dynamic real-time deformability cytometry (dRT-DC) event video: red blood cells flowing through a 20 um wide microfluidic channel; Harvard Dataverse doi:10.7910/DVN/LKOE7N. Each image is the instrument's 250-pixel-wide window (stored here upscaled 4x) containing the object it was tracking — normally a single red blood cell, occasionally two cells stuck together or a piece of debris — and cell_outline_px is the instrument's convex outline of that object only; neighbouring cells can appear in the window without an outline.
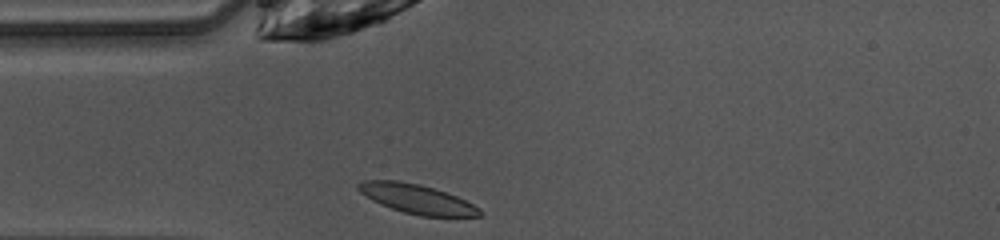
{"species": "common noctule bat (a hibernating species)", "species_latin": "Nyctalus noctula", "temperature_condition": "warm", "stored_images_in_passage": 37, "camera_frame_rate_fps": 3000, "um_per_image_px": 0.085, "animal": {"sex": "female", "body_mass_g": 10.0, "forearm_length_mm": 53.1}, "frame": {"image": 1, "passage_image": 1, "time_ms": 0.0, "image_size_px": [1000, 240], "cell_outline_px": [[484, 216], [420, 216], [404, 212], [380, 204], [372, 200], [360, 192], [356, 188], [356, 184], [364, 180], [400, 180], [420, 184], [456, 196], [480, 208], [484, 212]], "centroid_in_image_um": [35.42, 16.9], "position_along_channel_um": 49.6, "area_um2": 20.69}}
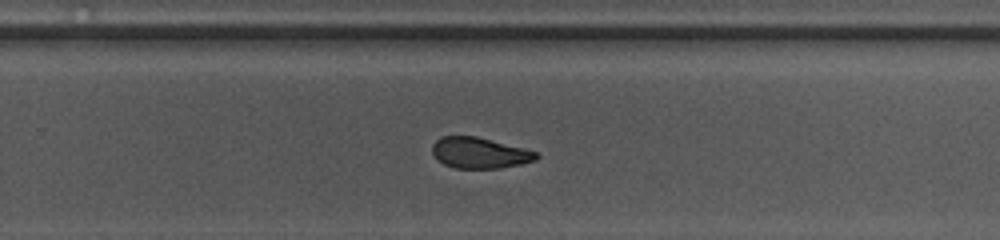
{"frame": {"image": 2, "passage_image": 19, "time_ms": 6.0, "image_size_px": [1000, 240], "cell_outline_px": [[540, 156], [536, 160], [520, 164], [500, 168], [456, 168], [444, 164], [432, 152], [432, 144], [440, 136], [476, 136], [524, 148], [536, 152]], "centroid_in_image_um": [40.77, 12.99], "position_along_channel_um": 289.0, "area_um2": 18.61}}
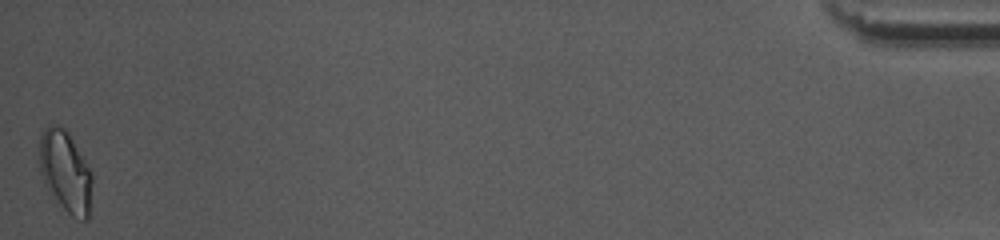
{"frame": {"image": 3, "passage_image": 37, "time_ms": 12.0, "image_size_px": [1000, 240], "cell_outline_px": [[92, 180], [88, 220], [84, 220], [72, 216], [60, 204], [44, 180], [40, 172], [40, 136], [44, 128], [48, 124], [56, 124], [64, 128], [68, 132], [92, 172]], "centroid_in_image_um": [5.58, 14.53], "position_along_channel_um": 429.6, "area_um2": 24.51}, "authors_computed_cell_mechanics": {"area_um2": 20.2878, "velocity_mm_per_s": 4.0732, "shape_relaxation_time_tau1_ms": 4.2624, "shape_relaxation_time_tau2_ms": 1.7306, "deformation_change_tau1": 0.1206, "deformation_change_tau2": 0.0843}}